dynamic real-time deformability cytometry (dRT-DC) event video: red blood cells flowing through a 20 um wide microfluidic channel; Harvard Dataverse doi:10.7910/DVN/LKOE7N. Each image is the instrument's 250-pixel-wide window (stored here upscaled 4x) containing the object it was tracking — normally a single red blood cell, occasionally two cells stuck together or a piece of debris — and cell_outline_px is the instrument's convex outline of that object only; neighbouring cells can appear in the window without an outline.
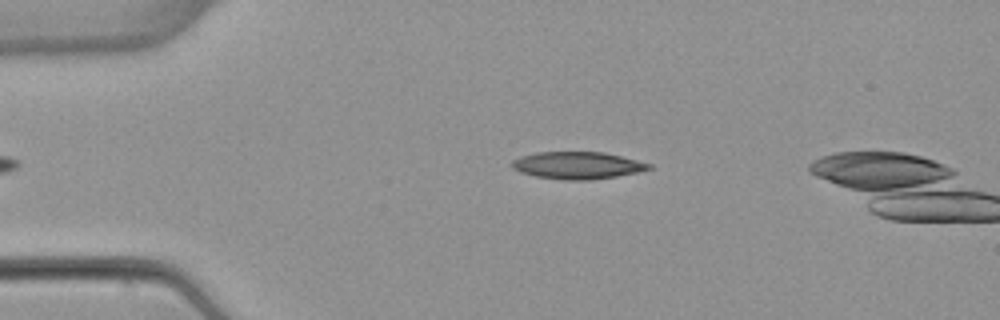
{"species": "common noctule bat (a hibernating species)", "species_latin": "Nyctalus noctula", "temperature_condition": "warm", "stored_images_in_passage": 6, "camera_frame_rate_fps": 3000, "um_per_image_px": 0.085, "animal": {"sex": "female", "body_mass_g": 22.7, "forearm_length_mm": 54.2}, "frame": {"image": 1, "passage_image": 3, "time_ms": 0.667, "image_size_px": [1000, 320], "cell_outline_px": [[652, 168], [636, 172], [616, 176], [588, 180], [568, 180], [536, 176], [512, 168], [512, 160], [520, 156], [536, 152], [604, 152], [652, 164]], "centroid_in_image_um": [49.08, 14.04], "position_along_channel_um": 35.9, "area_um2": 21.39}}